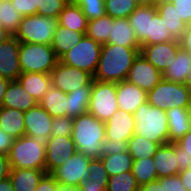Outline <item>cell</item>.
<instances>
[{
	"mask_svg": "<svg viewBox=\"0 0 191 191\" xmlns=\"http://www.w3.org/2000/svg\"><path fill=\"white\" fill-rule=\"evenodd\" d=\"M140 49L141 47L103 44L93 79L114 83L126 80Z\"/></svg>",
	"mask_w": 191,
	"mask_h": 191,
	"instance_id": "1",
	"label": "cell"
},
{
	"mask_svg": "<svg viewBox=\"0 0 191 191\" xmlns=\"http://www.w3.org/2000/svg\"><path fill=\"white\" fill-rule=\"evenodd\" d=\"M140 46L165 43L174 40L156 5H139L128 17Z\"/></svg>",
	"mask_w": 191,
	"mask_h": 191,
	"instance_id": "2",
	"label": "cell"
},
{
	"mask_svg": "<svg viewBox=\"0 0 191 191\" xmlns=\"http://www.w3.org/2000/svg\"><path fill=\"white\" fill-rule=\"evenodd\" d=\"M72 140L76 150L90 157H102V142L105 139V122L89 112L74 118Z\"/></svg>",
	"mask_w": 191,
	"mask_h": 191,
	"instance_id": "3",
	"label": "cell"
},
{
	"mask_svg": "<svg viewBox=\"0 0 191 191\" xmlns=\"http://www.w3.org/2000/svg\"><path fill=\"white\" fill-rule=\"evenodd\" d=\"M134 118V134L159 145L169 143L168 119L165 110L145 102L135 111Z\"/></svg>",
	"mask_w": 191,
	"mask_h": 191,
	"instance_id": "4",
	"label": "cell"
},
{
	"mask_svg": "<svg viewBox=\"0 0 191 191\" xmlns=\"http://www.w3.org/2000/svg\"><path fill=\"white\" fill-rule=\"evenodd\" d=\"M8 159L11 168L46 170L45 142L23 135L14 140Z\"/></svg>",
	"mask_w": 191,
	"mask_h": 191,
	"instance_id": "5",
	"label": "cell"
},
{
	"mask_svg": "<svg viewBox=\"0 0 191 191\" xmlns=\"http://www.w3.org/2000/svg\"><path fill=\"white\" fill-rule=\"evenodd\" d=\"M59 58L51 45L20 43L19 62L22 73H48L57 65Z\"/></svg>",
	"mask_w": 191,
	"mask_h": 191,
	"instance_id": "6",
	"label": "cell"
},
{
	"mask_svg": "<svg viewBox=\"0 0 191 191\" xmlns=\"http://www.w3.org/2000/svg\"><path fill=\"white\" fill-rule=\"evenodd\" d=\"M147 102L165 111L174 107L191 108V92L183 83L162 79L147 92Z\"/></svg>",
	"mask_w": 191,
	"mask_h": 191,
	"instance_id": "7",
	"label": "cell"
},
{
	"mask_svg": "<svg viewBox=\"0 0 191 191\" xmlns=\"http://www.w3.org/2000/svg\"><path fill=\"white\" fill-rule=\"evenodd\" d=\"M58 18L38 14L23 16L14 37L20 43L51 45Z\"/></svg>",
	"mask_w": 191,
	"mask_h": 191,
	"instance_id": "8",
	"label": "cell"
},
{
	"mask_svg": "<svg viewBox=\"0 0 191 191\" xmlns=\"http://www.w3.org/2000/svg\"><path fill=\"white\" fill-rule=\"evenodd\" d=\"M116 94L117 83L93 79L88 112L106 122L119 109Z\"/></svg>",
	"mask_w": 191,
	"mask_h": 191,
	"instance_id": "9",
	"label": "cell"
},
{
	"mask_svg": "<svg viewBox=\"0 0 191 191\" xmlns=\"http://www.w3.org/2000/svg\"><path fill=\"white\" fill-rule=\"evenodd\" d=\"M101 48L100 43L84 35L76 46L59 58V61L84 70L93 76L98 65Z\"/></svg>",
	"mask_w": 191,
	"mask_h": 191,
	"instance_id": "10",
	"label": "cell"
},
{
	"mask_svg": "<svg viewBox=\"0 0 191 191\" xmlns=\"http://www.w3.org/2000/svg\"><path fill=\"white\" fill-rule=\"evenodd\" d=\"M91 158L76 151L63 165L56 168L51 174L62 185L79 187L81 183L88 181L90 170L88 164Z\"/></svg>",
	"mask_w": 191,
	"mask_h": 191,
	"instance_id": "11",
	"label": "cell"
},
{
	"mask_svg": "<svg viewBox=\"0 0 191 191\" xmlns=\"http://www.w3.org/2000/svg\"><path fill=\"white\" fill-rule=\"evenodd\" d=\"M52 86L69 93L82 86H87L93 76L79 68L68 66L60 61L50 73Z\"/></svg>",
	"mask_w": 191,
	"mask_h": 191,
	"instance_id": "12",
	"label": "cell"
},
{
	"mask_svg": "<svg viewBox=\"0 0 191 191\" xmlns=\"http://www.w3.org/2000/svg\"><path fill=\"white\" fill-rule=\"evenodd\" d=\"M71 136H51L45 142L46 172L52 173L76 153Z\"/></svg>",
	"mask_w": 191,
	"mask_h": 191,
	"instance_id": "13",
	"label": "cell"
},
{
	"mask_svg": "<svg viewBox=\"0 0 191 191\" xmlns=\"http://www.w3.org/2000/svg\"><path fill=\"white\" fill-rule=\"evenodd\" d=\"M126 80L148 92L162 80V73L139 53Z\"/></svg>",
	"mask_w": 191,
	"mask_h": 191,
	"instance_id": "14",
	"label": "cell"
},
{
	"mask_svg": "<svg viewBox=\"0 0 191 191\" xmlns=\"http://www.w3.org/2000/svg\"><path fill=\"white\" fill-rule=\"evenodd\" d=\"M25 135L46 142L51 137L53 117L39 104L24 112Z\"/></svg>",
	"mask_w": 191,
	"mask_h": 191,
	"instance_id": "15",
	"label": "cell"
},
{
	"mask_svg": "<svg viewBox=\"0 0 191 191\" xmlns=\"http://www.w3.org/2000/svg\"><path fill=\"white\" fill-rule=\"evenodd\" d=\"M179 48V41L172 40L165 43L141 46L140 53L149 63L162 73L169 67L173 58L176 57Z\"/></svg>",
	"mask_w": 191,
	"mask_h": 191,
	"instance_id": "16",
	"label": "cell"
},
{
	"mask_svg": "<svg viewBox=\"0 0 191 191\" xmlns=\"http://www.w3.org/2000/svg\"><path fill=\"white\" fill-rule=\"evenodd\" d=\"M20 42L11 36L0 44V76L10 81L18 80L22 73L19 62Z\"/></svg>",
	"mask_w": 191,
	"mask_h": 191,
	"instance_id": "17",
	"label": "cell"
},
{
	"mask_svg": "<svg viewBox=\"0 0 191 191\" xmlns=\"http://www.w3.org/2000/svg\"><path fill=\"white\" fill-rule=\"evenodd\" d=\"M134 114L118 109L105 122V138L111 140H129L134 135Z\"/></svg>",
	"mask_w": 191,
	"mask_h": 191,
	"instance_id": "18",
	"label": "cell"
},
{
	"mask_svg": "<svg viewBox=\"0 0 191 191\" xmlns=\"http://www.w3.org/2000/svg\"><path fill=\"white\" fill-rule=\"evenodd\" d=\"M153 160L158 179L178 175V144L169 142L160 145L153 156Z\"/></svg>",
	"mask_w": 191,
	"mask_h": 191,
	"instance_id": "19",
	"label": "cell"
},
{
	"mask_svg": "<svg viewBox=\"0 0 191 191\" xmlns=\"http://www.w3.org/2000/svg\"><path fill=\"white\" fill-rule=\"evenodd\" d=\"M116 96L119 109L132 114L147 102V92L127 80L117 83Z\"/></svg>",
	"mask_w": 191,
	"mask_h": 191,
	"instance_id": "20",
	"label": "cell"
},
{
	"mask_svg": "<svg viewBox=\"0 0 191 191\" xmlns=\"http://www.w3.org/2000/svg\"><path fill=\"white\" fill-rule=\"evenodd\" d=\"M38 104V101L20 84L18 80L9 82L4 94L2 107L17 109L23 112L28 111Z\"/></svg>",
	"mask_w": 191,
	"mask_h": 191,
	"instance_id": "21",
	"label": "cell"
},
{
	"mask_svg": "<svg viewBox=\"0 0 191 191\" xmlns=\"http://www.w3.org/2000/svg\"><path fill=\"white\" fill-rule=\"evenodd\" d=\"M169 142H177L191 130V108L174 107L166 110Z\"/></svg>",
	"mask_w": 191,
	"mask_h": 191,
	"instance_id": "22",
	"label": "cell"
},
{
	"mask_svg": "<svg viewBox=\"0 0 191 191\" xmlns=\"http://www.w3.org/2000/svg\"><path fill=\"white\" fill-rule=\"evenodd\" d=\"M46 173V170L11 168L9 178L14 191H34Z\"/></svg>",
	"mask_w": 191,
	"mask_h": 191,
	"instance_id": "23",
	"label": "cell"
},
{
	"mask_svg": "<svg viewBox=\"0 0 191 191\" xmlns=\"http://www.w3.org/2000/svg\"><path fill=\"white\" fill-rule=\"evenodd\" d=\"M156 11L162 17L170 35L174 40H180L186 30V23L178 15L171 1H158Z\"/></svg>",
	"mask_w": 191,
	"mask_h": 191,
	"instance_id": "24",
	"label": "cell"
},
{
	"mask_svg": "<svg viewBox=\"0 0 191 191\" xmlns=\"http://www.w3.org/2000/svg\"><path fill=\"white\" fill-rule=\"evenodd\" d=\"M107 43L125 47H141L128 18H113L111 34H109Z\"/></svg>",
	"mask_w": 191,
	"mask_h": 191,
	"instance_id": "25",
	"label": "cell"
},
{
	"mask_svg": "<svg viewBox=\"0 0 191 191\" xmlns=\"http://www.w3.org/2000/svg\"><path fill=\"white\" fill-rule=\"evenodd\" d=\"M190 68L191 54L180 47L169 67L162 72V79L185 84Z\"/></svg>",
	"mask_w": 191,
	"mask_h": 191,
	"instance_id": "26",
	"label": "cell"
},
{
	"mask_svg": "<svg viewBox=\"0 0 191 191\" xmlns=\"http://www.w3.org/2000/svg\"><path fill=\"white\" fill-rule=\"evenodd\" d=\"M18 81L25 91L30 93L38 102L52 86L51 77L48 73H21Z\"/></svg>",
	"mask_w": 191,
	"mask_h": 191,
	"instance_id": "27",
	"label": "cell"
},
{
	"mask_svg": "<svg viewBox=\"0 0 191 191\" xmlns=\"http://www.w3.org/2000/svg\"><path fill=\"white\" fill-rule=\"evenodd\" d=\"M0 128L14 139L25 135L24 112L0 107Z\"/></svg>",
	"mask_w": 191,
	"mask_h": 191,
	"instance_id": "28",
	"label": "cell"
},
{
	"mask_svg": "<svg viewBox=\"0 0 191 191\" xmlns=\"http://www.w3.org/2000/svg\"><path fill=\"white\" fill-rule=\"evenodd\" d=\"M38 104L53 118L66 116L68 111L67 93L51 86Z\"/></svg>",
	"mask_w": 191,
	"mask_h": 191,
	"instance_id": "29",
	"label": "cell"
},
{
	"mask_svg": "<svg viewBox=\"0 0 191 191\" xmlns=\"http://www.w3.org/2000/svg\"><path fill=\"white\" fill-rule=\"evenodd\" d=\"M88 21L81 8L73 2H69L58 17L59 25L81 32L84 35L87 31Z\"/></svg>",
	"mask_w": 191,
	"mask_h": 191,
	"instance_id": "30",
	"label": "cell"
},
{
	"mask_svg": "<svg viewBox=\"0 0 191 191\" xmlns=\"http://www.w3.org/2000/svg\"><path fill=\"white\" fill-rule=\"evenodd\" d=\"M83 36L84 34L81 32L68 29L58 24L53 35L51 47L55 51L56 56L60 58L64 53L76 46Z\"/></svg>",
	"mask_w": 191,
	"mask_h": 191,
	"instance_id": "31",
	"label": "cell"
},
{
	"mask_svg": "<svg viewBox=\"0 0 191 191\" xmlns=\"http://www.w3.org/2000/svg\"><path fill=\"white\" fill-rule=\"evenodd\" d=\"M92 89V81L87 86L79 87L67 93L68 111L66 116L76 118L81 114L88 112Z\"/></svg>",
	"mask_w": 191,
	"mask_h": 191,
	"instance_id": "32",
	"label": "cell"
},
{
	"mask_svg": "<svg viewBox=\"0 0 191 191\" xmlns=\"http://www.w3.org/2000/svg\"><path fill=\"white\" fill-rule=\"evenodd\" d=\"M100 159L109 177L131 171L133 165V158L128 151L104 155Z\"/></svg>",
	"mask_w": 191,
	"mask_h": 191,
	"instance_id": "33",
	"label": "cell"
},
{
	"mask_svg": "<svg viewBox=\"0 0 191 191\" xmlns=\"http://www.w3.org/2000/svg\"><path fill=\"white\" fill-rule=\"evenodd\" d=\"M160 145L151 142L145 137L134 134L129 140L127 151L132 156L133 160L153 157Z\"/></svg>",
	"mask_w": 191,
	"mask_h": 191,
	"instance_id": "34",
	"label": "cell"
},
{
	"mask_svg": "<svg viewBox=\"0 0 191 191\" xmlns=\"http://www.w3.org/2000/svg\"><path fill=\"white\" fill-rule=\"evenodd\" d=\"M113 24V18L107 14L101 18L89 20L86 36L94 39L101 45L106 44L111 34V25Z\"/></svg>",
	"mask_w": 191,
	"mask_h": 191,
	"instance_id": "35",
	"label": "cell"
},
{
	"mask_svg": "<svg viewBox=\"0 0 191 191\" xmlns=\"http://www.w3.org/2000/svg\"><path fill=\"white\" fill-rule=\"evenodd\" d=\"M131 172L139 186L158 179L153 157L133 160Z\"/></svg>",
	"mask_w": 191,
	"mask_h": 191,
	"instance_id": "36",
	"label": "cell"
},
{
	"mask_svg": "<svg viewBox=\"0 0 191 191\" xmlns=\"http://www.w3.org/2000/svg\"><path fill=\"white\" fill-rule=\"evenodd\" d=\"M13 7L11 0H4L0 3V25L12 36L15 35L23 15Z\"/></svg>",
	"mask_w": 191,
	"mask_h": 191,
	"instance_id": "37",
	"label": "cell"
},
{
	"mask_svg": "<svg viewBox=\"0 0 191 191\" xmlns=\"http://www.w3.org/2000/svg\"><path fill=\"white\" fill-rule=\"evenodd\" d=\"M105 12L114 19L128 18L139 6L136 0H104Z\"/></svg>",
	"mask_w": 191,
	"mask_h": 191,
	"instance_id": "38",
	"label": "cell"
},
{
	"mask_svg": "<svg viewBox=\"0 0 191 191\" xmlns=\"http://www.w3.org/2000/svg\"><path fill=\"white\" fill-rule=\"evenodd\" d=\"M139 185L131 171L110 176L106 191H138Z\"/></svg>",
	"mask_w": 191,
	"mask_h": 191,
	"instance_id": "39",
	"label": "cell"
},
{
	"mask_svg": "<svg viewBox=\"0 0 191 191\" xmlns=\"http://www.w3.org/2000/svg\"><path fill=\"white\" fill-rule=\"evenodd\" d=\"M88 20L101 18L106 14L104 0H74Z\"/></svg>",
	"mask_w": 191,
	"mask_h": 191,
	"instance_id": "40",
	"label": "cell"
},
{
	"mask_svg": "<svg viewBox=\"0 0 191 191\" xmlns=\"http://www.w3.org/2000/svg\"><path fill=\"white\" fill-rule=\"evenodd\" d=\"M69 2L67 0H38L37 14L58 18Z\"/></svg>",
	"mask_w": 191,
	"mask_h": 191,
	"instance_id": "41",
	"label": "cell"
},
{
	"mask_svg": "<svg viewBox=\"0 0 191 191\" xmlns=\"http://www.w3.org/2000/svg\"><path fill=\"white\" fill-rule=\"evenodd\" d=\"M88 169L90 170L88 181H94L96 184H108L109 176L100 158L91 159Z\"/></svg>",
	"mask_w": 191,
	"mask_h": 191,
	"instance_id": "42",
	"label": "cell"
},
{
	"mask_svg": "<svg viewBox=\"0 0 191 191\" xmlns=\"http://www.w3.org/2000/svg\"><path fill=\"white\" fill-rule=\"evenodd\" d=\"M74 119L68 116L55 117L52 121L51 136H71Z\"/></svg>",
	"mask_w": 191,
	"mask_h": 191,
	"instance_id": "43",
	"label": "cell"
},
{
	"mask_svg": "<svg viewBox=\"0 0 191 191\" xmlns=\"http://www.w3.org/2000/svg\"><path fill=\"white\" fill-rule=\"evenodd\" d=\"M128 140H111L104 139L102 142V156L104 155H113L117 153H123L127 151Z\"/></svg>",
	"mask_w": 191,
	"mask_h": 191,
	"instance_id": "44",
	"label": "cell"
},
{
	"mask_svg": "<svg viewBox=\"0 0 191 191\" xmlns=\"http://www.w3.org/2000/svg\"><path fill=\"white\" fill-rule=\"evenodd\" d=\"M16 11L23 16L37 14L38 0H11Z\"/></svg>",
	"mask_w": 191,
	"mask_h": 191,
	"instance_id": "45",
	"label": "cell"
},
{
	"mask_svg": "<svg viewBox=\"0 0 191 191\" xmlns=\"http://www.w3.org/2000/svg\"><path fill=\"white\" fill-rule=\"evenodd\" d=\"M160 184L163 186V191H188L182 184L179 175L162 177Z\"/></svg>",
	"mask_w": 191,
	"mask_h": 191,
	"instance_id": "46",
	"label": "cell"
},
{
	"mask_svg": "<svg viewBox=\"0 0 191 191\" xmlns=\"http://www.w3.org/2000/svg\"><path fill=\"white\" fill-rule=\"evenodd\" d=\"M178 15L187 23L191 17V0H171Z\"/></svg>",
	"mask_w": 191,
	"mask_h": 191,
	"instance_id": "47",
	"label": "cell"
},
{
	"mask_svg": "<svg viewBox=\"0 0 191 191\" xmlns=\"http://www.w3.org/2000/svg\"><path fill=\"white\" fill-rule=\"evenodd\" d=\"M58 184L51 173H46L34 191H56Z\"/></svg>",
	"mask_w": 191,
	"mask_h": 191,
	"instance_id": "48",
	"label": "cell"
},
{
	"mask_svg": "<svg viewBox=\"0 0 191 191\" xmlns=\"http://www.w3.org/2000/svg\"><path fill=\"white\" fill-rule=\"evenodd\" d=\"M14 138L8 134H6L1 128H0V154L8 155L10 148L12 147L14 143Z\"/></svg>",
	"mask_w": 191,
	"mask_h": 191,
	"instance_id": "49",
	"label": "cell"
},
{
	"mask_svg": "<svg viewBox=\"0 0 191 191\" xmlns=\"http://www.w3.org/2000/svg\"><path fill=\"white\" fill-rule=\"evenodd\" d=\"M178 167L179 172L187 170L191 167V157L178 145Z\"/></svg>",
	"mask_w": 191,
	"mask_h": 191,
	"instance_id": "50",
	"label": "cell"
},
{
	"mask_svg": "<svg viewBox=\"0 0 191 191\" xmlns=\"http://www.w3.org/2000/svg\"><path fill=\"white\" fill-rule=\"evenodd\" d=\"M10 171L8 155L0 154V180L9 177Z\"/></svg>",
	"mask_w": 191,
	"mask_h": 191,
	"instance_id": "51",
	"label": "cell"
},
{
	"mask_svg": "<svg viewBox=\"0 0 191 191\" xmlns=\"http://www.w3.org/2000/svg\"><path fill=\"white\" fill-rule=\"evenodd\" d=\"M80 191H106L107 184H96L94 181H86L78 187Z\"/></svg>",
	"mask_w": 191,
	"mask_h": 191,
	"instance_id": "52",
	"label": "cell"
},
{
	"mask_svg": "<svg viewBox=\"0 0 191 191\" xmlns=\"http://www.w3.org/2000/svg\"><path fill=\"white\" fill-rule=\"evenodd\" d=\"M191 157V130L176 142Z\"/></svg>",
	"mask_w": 191,
	"mask_h": 191,
	"instance_id": "53",
	"label": "cell"
},
{
	"mask_svg": "<svg viewBox=\"0 0 191 191\" xmlns=\"http://www.w3.org/2000/svg\"><path fill=\"white\" fill-rule=\"evenodd\" d=\"M180 47L191 54V29H186L179 40Z\"/></svg>",
	"mask_w": 191,
	"mask_h": 191,
	"instance_id": "54",
	"label": "cell"
},
{
	"mask_svg": "<svg viewBox=\"0 0 191 191\" xmlns=\"http://www.w3.org/2000/svg\"><path fill=\"white\" fill-rule=\"evenodd\" d=\"M138 191H163V186L160 184V178L151 181L148 184L139 186Z\"/></svg>",
	"mask_w": 191,
	"mask_h": 191,
	"instance_id": "55",
	"label": "cell"
},
{
	"mask_svg": "<svg viewBox=\"0 0 191 191\" xmlns=\"http://www.w3.org/2000/svg\"><path fill=\"white\" fill-rule=\"evenodd\" d=\"M182 184L188 191H191V167L178 173Z\"/></svg>",
	"mask_w": 191,
	"mask_h": 191,
	"instance_id": "56",
	"label": "cell"
},
{
	"mask_svg": "<svg viewBox=\"0 0 191 191\" xmlns=\"http://www.w3.org/2000/svg\"><path fill=\"white\" fill-rule=\"evenodd\" d=\"M10 80L0 76V107H2V102L4 99V94L7 90Z\"/></svg>",
	"mask_w": 191,
	"mask_h": 191,
	"instance_id": "57",
	"label": "cell"
},
{
	"mask_svg": "<svg viewBox=\"0 0 191 191\" xmlns=\"http://www.w3.org/2000/svg\"><path fill=\"white\" fill-rule=\"evenodd\" d=\"M0 191H14L9 177L0 180Z\"/></svg>",
	"mask_w": 191,
	"mask_h": 191,
	"instance_id": "58",
	"label": "cell"
},
{
	"mask_svg": "<svg viewBox=\"0 0 191 191\" xmlns=\"http://www.w3.org/2000/svg\"><path fill=\"white\" fill-rule=\"evenodd\" d=\"M12 35L0 25V44L8 40Z\"/></svg>",
	"mask_w": 191,
	"mask_h": 191,
	"instance_id": "59",
	"label": "cell"
},
{
	"mask_svg": "<svg viewBox=\"0 0 191 191\" xmlns=\"http://www.w3.org/2000/svg\"><path fill=\"white\" fill-rule=\"evenodd\" d=\"M56 191H80V190L77 187L58 184Z\"/></svg>",
	"mask_w": 191,
	"mask_h": 191,
	"instance_id": "60",
	"label": "cell"
},
{
	"mask_svg": "<svg viewBox=\"0 0 191 191\" xmlns=\"http://www.w3.org/2000/svg\"><path fill=\"white\" fill-rule=\"evenodd\" d=\"M139 5H156L158 0H136Z\"/></svg>",
	"mask_w": 191,
	"mask_h": 191,
	"instance_id": "61",
	"label": "cell"
},
{
	"mask_svg": "<svg viewBox=\"0 0 191 191\" xmlns=\"http://www.w3.org/2000/svg\"><path fill=\"white\" fill-rule=\"evenodd\" d=\"M185 85L187 86V88L190 90L191 92V68L188 72V76H187V79L185 81Z\"/></svg>",
	"mask_w": 191,
	"mask_h": 191,
	"instance_id": "62",
	"label": "cell"
},
{
	"mask_svg": "<svg viewBox=\"0 0 191 191\" xmlns=\"http://www.w3.org/2000/svg\"><path fill=\"white\" fill-rule=\"evenodd\" d=\"M186 29H191V17L189 18V21L186 23Z\"/></svg>",
	"mask_w": 191,
	"mask_h": 191,
	"instance_id": "63",
	"label": "cell"
}]
</instances>
